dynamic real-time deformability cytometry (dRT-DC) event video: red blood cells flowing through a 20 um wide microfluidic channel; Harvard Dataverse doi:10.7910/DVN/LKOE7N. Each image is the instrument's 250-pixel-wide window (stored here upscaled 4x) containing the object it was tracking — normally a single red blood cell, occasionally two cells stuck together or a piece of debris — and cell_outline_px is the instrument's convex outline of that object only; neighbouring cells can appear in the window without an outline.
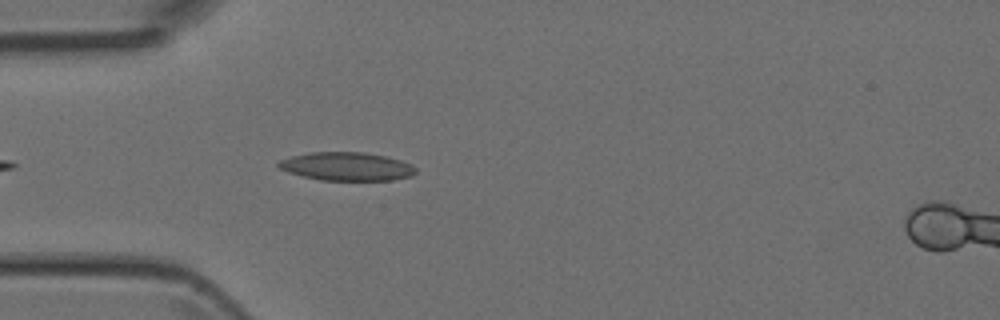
{"species": "Egyptian fruit bat (a non-hibernating species)", "species_latin": "Rousettus aegyptiacus", "temperature_condition": "room temperature", "stored_images_in_passage": 39, "camera_frame_rate_fps": 3000, "um_per_image_px": 0.085, "animal": {"sex": "female"}, "frame": {"image": 1, "passage_image": 4, "time_ms": 1.0, "image_size_px": [1000, 320], "cell_outline_px": [[416, 172], [412, 176], [392, 180], [320, 180], [288, 172], [280, 168], [276, 164], [280, 160], [292, 156], [308, 152], [364, 152], [388, 156], [412, 164], [416, 168]], "centroid_in_image_um": [29.5, 14.14], "position_along_channel_um": 55.5, "area_um2": 22.77}}
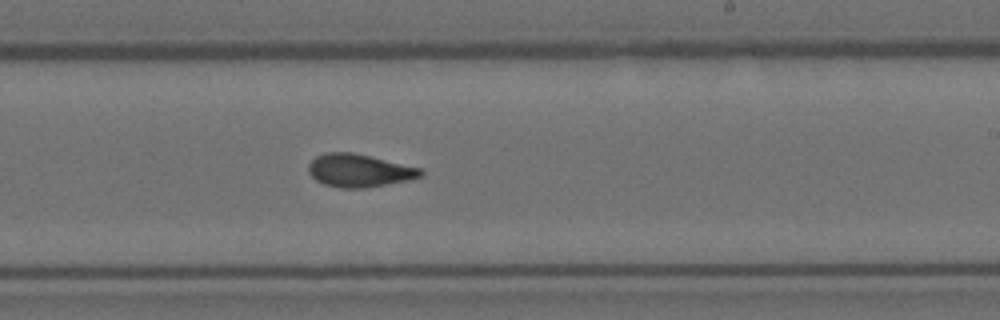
{"frame": {"image": 2, "passage_image": 19, "time_ms": 6.0, "image_size_px": [1000, 320], "cell_outline_px": [[424, 172], [420, 176], [412, 180], [364, 188], [340, 188], [324, 184], [316, 180], [308, 172], [308, 164], [316, 156], [328, 152], [352, 152], [420, 168]], "centroid_in_image_um": [30.52, 14.5], "position_along_channel_um": 258.5, "area_um2": 21.44}}
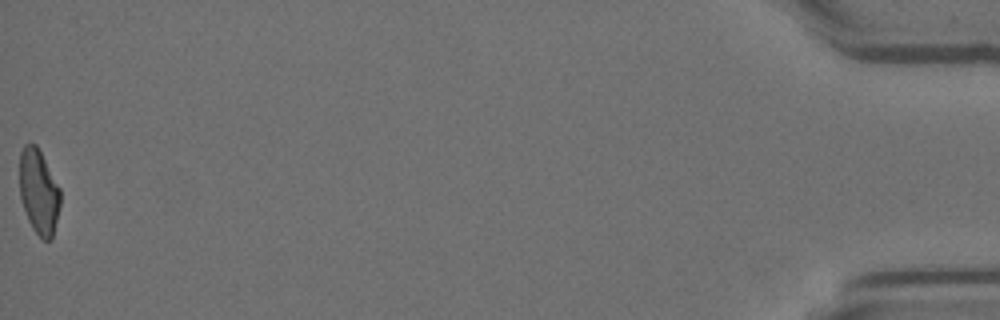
{"frame": {"image": 3, "passage_image": 39, "time_ms": 12.667, "image_size_px": [1000, 320], "cell_outline_px": [[60, 204], [52, 240], [44, 240], [32, 228], [28, 220], [20, 200], [20, 152], [24, 144], [36, 144], [60, 188]], "centroid_in_image_um": [3.29, 16.31], "position_along_channel_um": 431.9, "area_um2": 20.06}}